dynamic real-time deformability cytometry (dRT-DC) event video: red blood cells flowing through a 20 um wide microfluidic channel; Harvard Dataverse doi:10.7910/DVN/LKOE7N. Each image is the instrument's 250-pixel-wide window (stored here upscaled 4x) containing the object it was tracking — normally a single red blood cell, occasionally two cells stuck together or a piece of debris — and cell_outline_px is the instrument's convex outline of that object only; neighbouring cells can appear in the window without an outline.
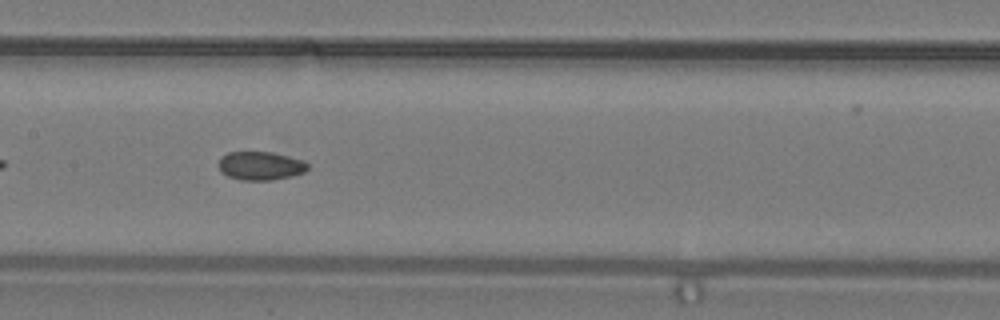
{"species": "common noctule bat (a hibernating species)", "species_latin": "Nyctalus noctula", "temperature_condition": "warm", "stored_images_in_passage": 34, "camera_frame_rate_fps": 3000, "um_per_image_px": 0.085, "animal": {"sex": "male", "body_mass_g": 19.2, "forearm_length_mm": 51.8}, "frame": {"image": 1, "passage_image": 19, "time_ms": 6.0, "image_size_px": [1000, 320], "cell_outline_px": [[308, 168], [304, 172], [272, 180], [240, 180], [228, 176], [220, 168], [220, 156], [228, 152], [272, 152], [288, 156], [300, 160], [308, 164]], "centroid_in_image_um": [22.13, 14.08], "position_along_channel_um": 185.3, "area_um2": 14.51}}
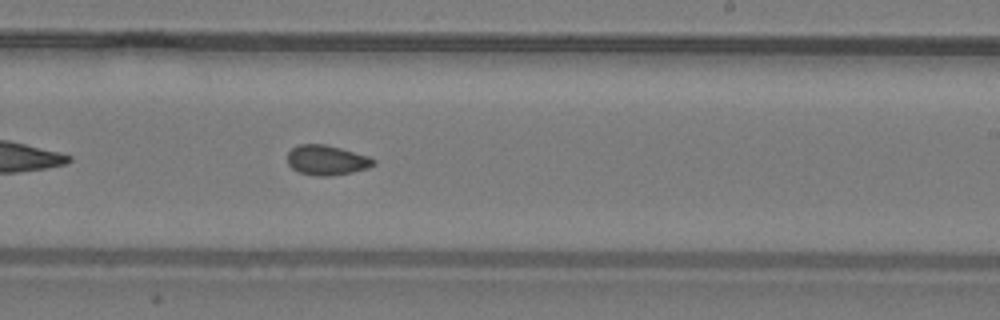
{"frame": {"image": 2, "passage_image": 23, "time_ms": 7.333, "image_size_px": [1000, 320], "cell_outline_px": [[376, 164], [368, 168], [352, 172], [328, 176], [316, 176], [300, 172], [292, 168], [288, 164], [288, 152], [292, 148], [300, 144], [324, 144], [340, 148], [368, 156], [376, 160]], "centroid_in_image_um": [27.78, 13.61], "position_along_channel_um": 261.2, "area_um2": 14.91}}